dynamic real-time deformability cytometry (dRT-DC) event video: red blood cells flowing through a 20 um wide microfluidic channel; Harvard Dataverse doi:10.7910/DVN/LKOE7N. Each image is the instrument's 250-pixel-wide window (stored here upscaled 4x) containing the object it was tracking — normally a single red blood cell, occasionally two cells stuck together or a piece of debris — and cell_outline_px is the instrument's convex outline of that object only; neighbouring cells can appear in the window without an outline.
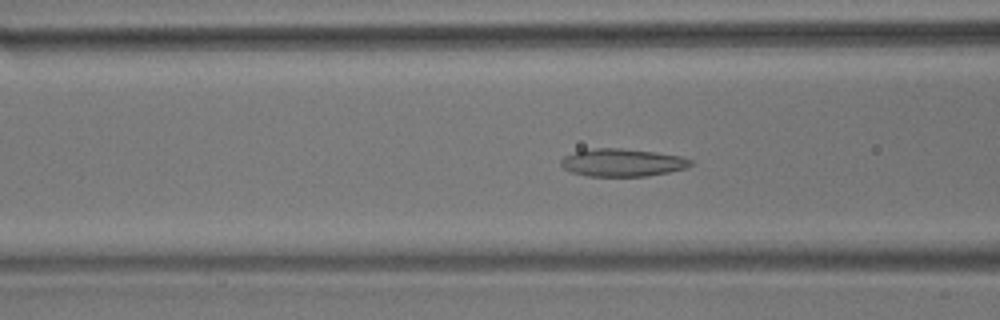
{"species": "common noctule bat (a hibernating species)", "species_latin": "Nyctalus noctula", "temperature_condition": "room temperature", "stored_images_in_passage": 50, "camera_frame_rate_fps": 3000, "um_per_image_px": 0.085, "animal": {"sex": "male", "body_mass_g": 17.9}, "frame": {"image": 1, "passage_image": 15, "time_ms": 4.667, "image_size_px": [1000, 320], "cell_outline_px": [[692, 164], [688, 168], [668, 172], [644, 176], [588, 176], [572, 172], [564, 168], [560, 164], [560, 160], [564, 156], [576, 152], [596, 148], [620, 148], [652, 152], [680, 156], [692, 160]], "centroid_in_image_um": [52.9, 13.82], "position_along_channel_um": 113.7, "area_um2": 20.69}}
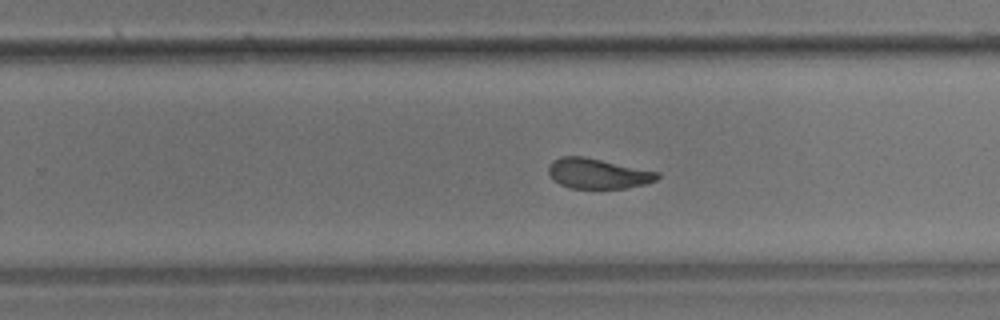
{"frame": {"image": 2, "passage_image": 29, "time_ms": 9.333, "image_size_px": [1000, 320], "cell_outline_px": [[660, 176], [656, 180], [644, 184], [624, 188], [568, 188], [560, 184], [548, 172], [548, 164], [552, 160], [560, 156], [584, 156], [660, 172]], "centroid_in_image_um": [50.81, 14.74], "position_along_channel_um": 279.0, "area_um2": 19.13}}
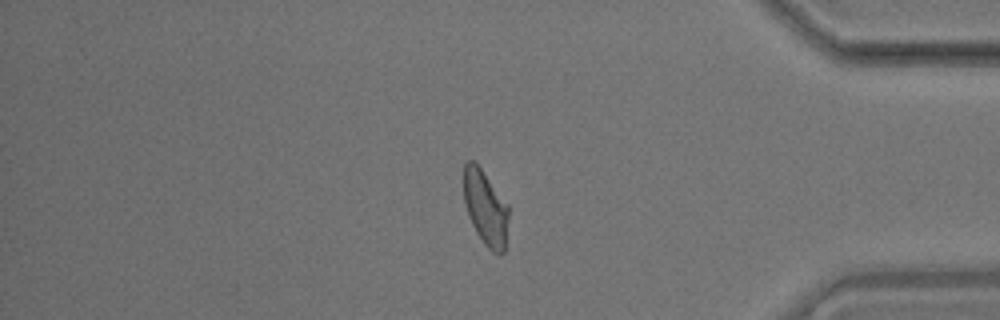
{"frame": {"image": 3, "passage_image": 41, "time_ms": 13.333, "image_size_px": [1000, 320], "cell_outline_px": [[508, 248], [504, 252], [492, 252], [484, 244], [476, 232], [468, 216], [464, 200], [464, 164], [468, 160], [472, 160], [480, 168], [508, 204]], "centroid_in_image_um": [41.3, 17.73], "position_along_channel_um": 393.9, "area_um2": 19.71}, "authors_computed_cell_mechanics": {"area_um2": 20.3167, "velocity_mm_per_s": 3.5448, "shape_relaxation_time_tau1_ms": null, "shape_relaxation_time_tau2_ms": 2.7756, "deformation_change_tau1": null, "deformation_change_tau2": 0.0841}}